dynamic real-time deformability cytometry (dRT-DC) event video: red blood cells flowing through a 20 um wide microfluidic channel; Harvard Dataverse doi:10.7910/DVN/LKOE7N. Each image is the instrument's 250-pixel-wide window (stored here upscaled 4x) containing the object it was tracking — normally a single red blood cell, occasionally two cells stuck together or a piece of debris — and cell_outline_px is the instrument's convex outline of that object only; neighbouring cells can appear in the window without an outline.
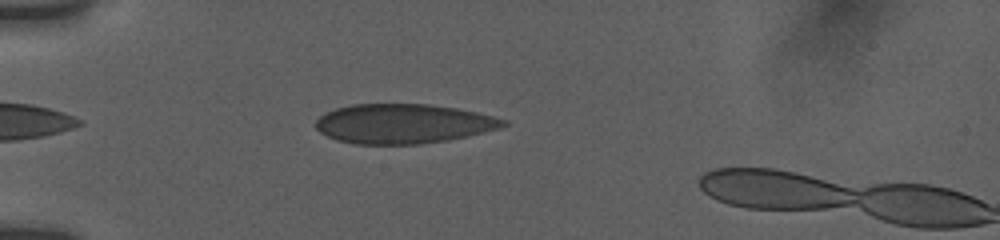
{"species": "human", "species_latin": "Homo sapiens", "temperature_condition": "room temperature", "stored_images_in_passage": 4, "camera_frame_rate_fps": 3000, "um_per_image_px": 0.085, "donor": {"sex": "female"}, "frame": {"image": 1, "passage_image": 3, "time_ms": 0.667, "image_size_px": [1000, 240], "cell_outline_px": [[508, 124], [500, 128], [468, 136], [448, 140], [420, 144], [352, 144], [336, 140], [320, 132], [316, 128], [316, 120], [324, 112], [336, 108], [352, 104], [428, 104], [456, 108], [476, 112], [508, 120]], "centroid_in_image_um": [34.27, 10.51], "position_along_channel_um": 50.7, "area_um2": 43.35}}